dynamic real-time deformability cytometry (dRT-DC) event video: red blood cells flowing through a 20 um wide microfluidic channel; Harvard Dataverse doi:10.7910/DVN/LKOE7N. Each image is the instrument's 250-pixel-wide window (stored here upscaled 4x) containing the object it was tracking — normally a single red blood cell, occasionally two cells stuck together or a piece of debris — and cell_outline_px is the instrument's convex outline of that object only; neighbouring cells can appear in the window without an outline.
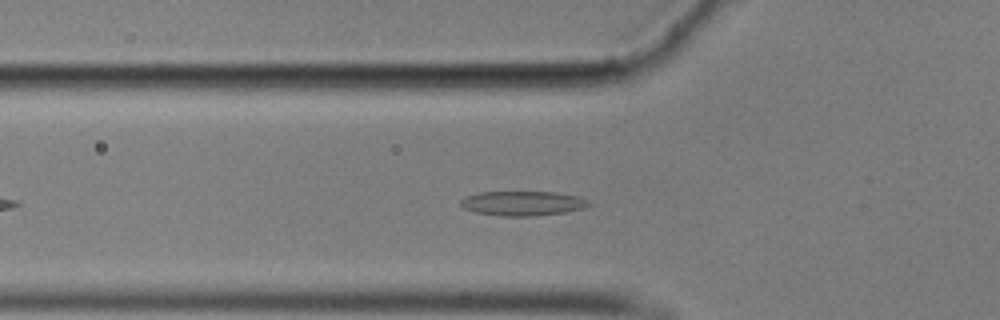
{"species": "common noctule bat (a hibernating species)", "species_latin": "Nyctalus noctula", "temperature_condition": "cold", "stored_images_in_passage": 48, "segment_of_instrument_passage": [1, 2], "camera_frame_rate_fps": 3000, "um_per_image_px": 0.085, "animal": {"sex": "male", "body_mass_g": 17.9}, "frame": {"image": 1, "passage_image": 11, "time_ms": 3.333, "image_size_px": [1000, 320], "cell_outline_px": [[592, 204], [584, 208], [564, 212], [536, 216], [500, 216], [476, 212], [464, 208], [460, 204], [460, 200], [464, 196], [480, 192], [556, 192], [580, 196], [588, 200]], "centroid_in_image_um": [44.44, 17.28], "position_along_channel_um": 81.4, "area_um2": 18.5}}
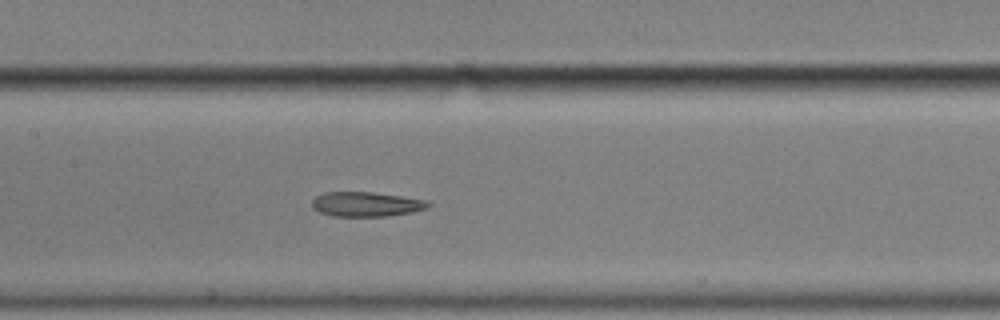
{"frame": {"image": 2, "passage_image": 19, "time_ms": 6.0, "image_size_px": [1000, 320], "cell_outline_px": [[432, 204], [428, 208], [412, 212], [388, 216], [332, 216], [320, 212], [312, 208], [312, 200], [316, 196], [324, 192], [372, 192], [400, 196], [424, 200]], "centroid_in_image_um": [31.11, 17.36], "position_along_channel_um": 176.3, "area_um2": 16.65}}
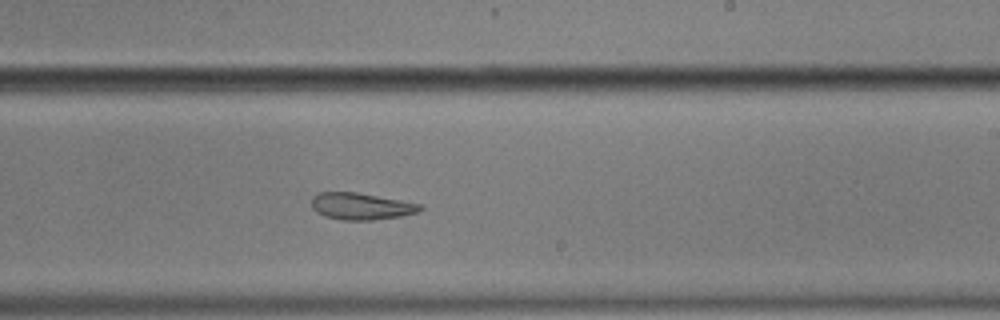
{"frame": {"image": 3, "passage_image": 26, "time_ms": 8.333, "image_size_px": [1000, 320], "cell_outline_px": [[424, 208], [416, 212], [400, 216], [372, 220], [340, 220], [324, 216], [316, 212], [312, 208], [312, 196], [320, 192], [356, 192], [424, 204]], "centroid_in_image_um": [30.69, 17.53], "position_along_channel_um": 258.3, "area_um2": 17.05}}